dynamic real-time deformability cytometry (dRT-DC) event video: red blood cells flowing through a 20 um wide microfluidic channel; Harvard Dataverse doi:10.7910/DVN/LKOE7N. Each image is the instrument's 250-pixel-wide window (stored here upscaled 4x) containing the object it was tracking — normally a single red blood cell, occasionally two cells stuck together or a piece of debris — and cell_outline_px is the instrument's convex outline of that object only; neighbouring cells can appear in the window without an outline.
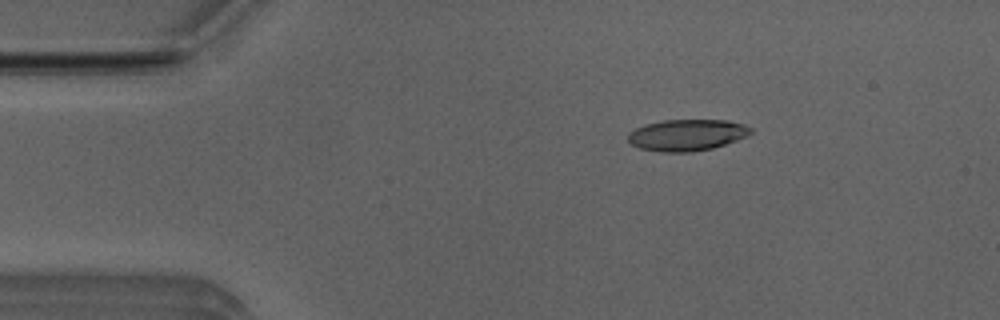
{"species": "Egyptian fruit bat (a non-hibernating species)", "species_latin": "Rousettus aegyptiacus", "temperature_condition": "room temperature", "stored_images_in_passage": 46, "camera_frame_rate_fps": 3000, "um_per_image_px": 0.085, "animal": {"sex": "male"}, "frame": {"image": 1, "passage_image": 3, "time_ms": 0.667, "image_size_px": [1000, 320], "cell_outline_px": [[752, 132], [736, 140], [712, 148], [692, 152], [664, 152], [640, 148], [632, 144], [628, 140], [628, 132], [644, 124], [664, 120], [724, 120], [744, 124], [752, 128]], "centroid_in_image_um": [58.36, 11.47], "position_along_channel_um": 26.6, "area_um2": 22.31}}
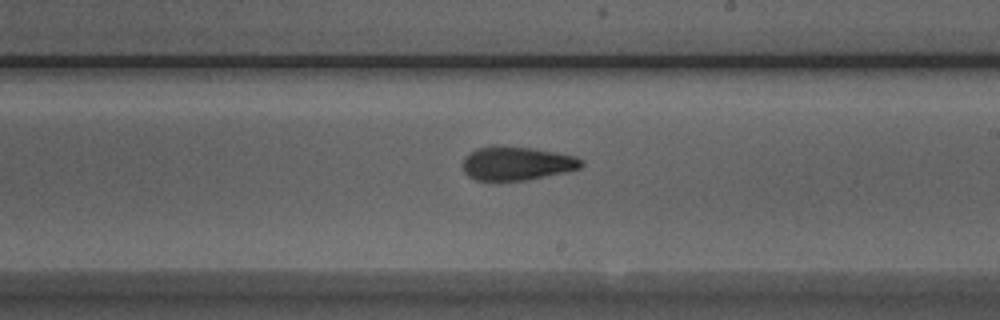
{"frame": {"image": 2, "passage_image": 24, "time_ms": 7.667, "image_size_px": [1000, 320], "cell_outline_px": [[584, 164], [580, 168], [564, 172], [524, 180], [476, 180], [468, 176], [464, 172], [464, 156], [476, 148], [496, 144], [532, 148], [556, 152], [576, 156], [584, 160]], "centroid_in_image_um": [43.92, 13.86], "position_along_channel_um": 245.1, "area_um2": 23.41}}
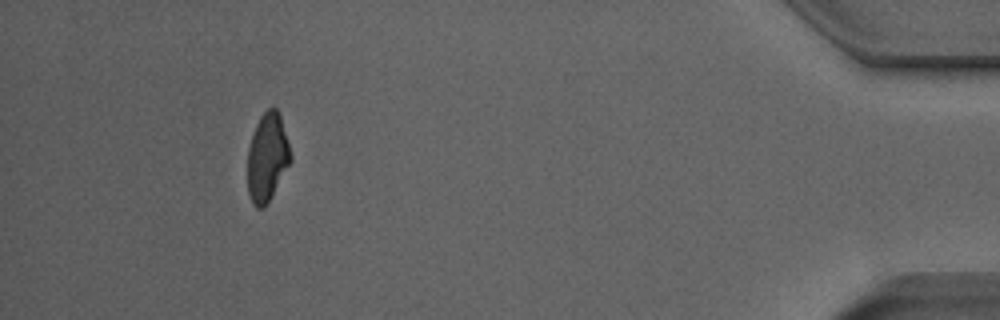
{"frame": {"image": 3, "passage_image": 42, "time_ms": 13.667, "image_size_px": [1000, 320], "cell_outline_px": [[292, 160], [264, 208], [256, 208], [252, 204], [248, 192], [248, 148], [256, 124], [260, 116], [268, 108], [276, 108], [280, 112], [288, 140], [292, 156]], "centroid_in_image_um": [22.73, 13.35], "position_along_channel_um": 412.5, "area_um2": 22.14}, "authors_computed_cell_mechanics": {"area_um2": 23.1489, "velocity_mm_per_s": 3.9429, "shape_relaxation_time_tau1_ms": 6.037, "shape_relaxation_time_tau2_ms": 3.6318, "deformation_change_tau1": 0.1866, "deformation_change_tau2": 0.1034}}